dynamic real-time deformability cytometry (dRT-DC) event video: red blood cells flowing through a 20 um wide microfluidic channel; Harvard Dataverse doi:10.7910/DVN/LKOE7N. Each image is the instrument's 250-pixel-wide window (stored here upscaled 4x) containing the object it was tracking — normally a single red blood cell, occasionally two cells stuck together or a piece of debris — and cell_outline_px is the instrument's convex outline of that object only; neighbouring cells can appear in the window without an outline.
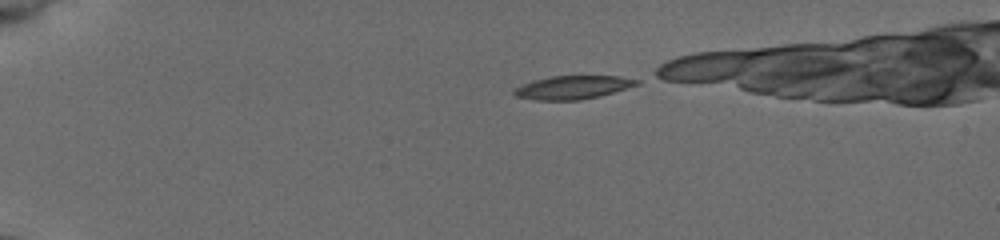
{"species": "common noctule bat (a hibernating species)", "species_latin": "Nyctalus noctula", "temperature_condition": "cold", "stored_images_in_passage": 36, "camera_frame_rate_fps": 3000, "um_per_image_px": 0.085, "animal": {"sex": "female", "body_mass_g": 19.5, "forearm_length_mm": 54.1}, "frame": {"image": 1, "passage_image": 1, "time_ms": 0.0, "image_size_px": [1000, 240], "cell_outline_px": [[640, 84], [612, 92], [580, 100], [536, 100], [516, 96], [512, 92], [516, 88], [524, 84], [536, 80], [552, 76], [620, 76], [640, 80]], "centroid_in_image_um": [48.71, 7.42], "position_along_channel_um": 36.3, "area_um2": 16.36}}
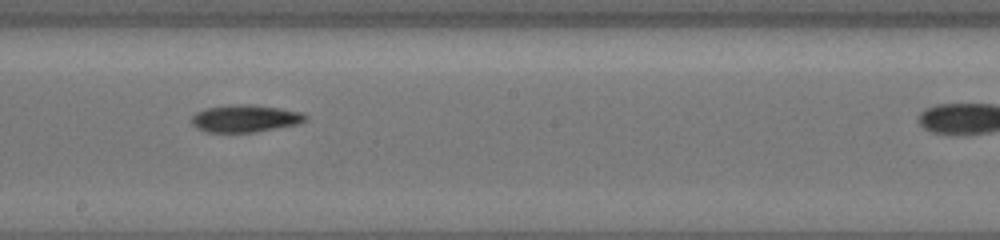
{"frame": {"image": 2, "passage_image": 21, "time_ms": 6.667, "image_size_px": [1000, 240], "cell_outline_px": [[308, 116], [304, 120], [296, 124], [252, 132], [208, 132], [192, 124], [192, 116], [196, 112], [204, 108], [228, 104], [252, 104], [280, 108], [300, 112]], "centroid_in_image_um": [20.8, 10.04], "position_along_channel_um": 227.4, "area_um2": 17.92}}
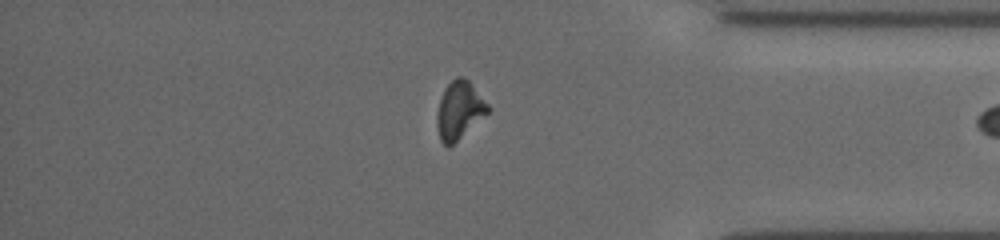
{"frame": {"image": 3, "passage_image": 35, "time_ms": 11.333, "image_size_px": [1000, 240], "cell_outline_px": [[492, 108], [488, 112], [448, 148], [440, 140], [436, 124], [436, 116], [440, 100], [444, 88], [456, 76], [464, 76], [468, 80]], "centroid_in_image_um": [39.03, 9.35], "position_along_channel_um": 396.2, "area_um2": 16.99}}